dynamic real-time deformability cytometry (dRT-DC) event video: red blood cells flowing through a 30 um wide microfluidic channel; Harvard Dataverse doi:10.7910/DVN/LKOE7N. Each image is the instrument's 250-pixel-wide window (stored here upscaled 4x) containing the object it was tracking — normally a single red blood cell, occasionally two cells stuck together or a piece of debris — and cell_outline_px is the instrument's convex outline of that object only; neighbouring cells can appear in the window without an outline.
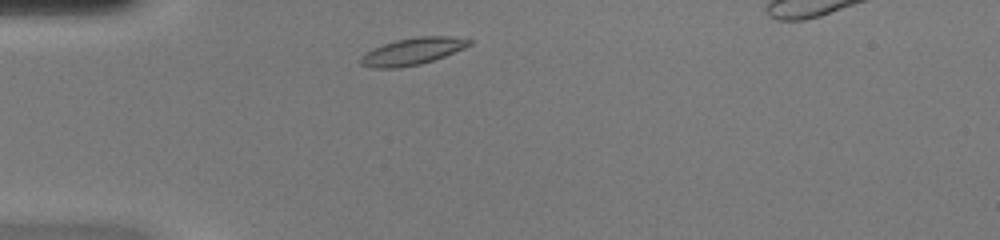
{"species": "common noctule bat (a hibernating species)", "species_latin": "Nyctalus noctula", "temperature_condition": "warm", "stored_images_in_passage": 36, "camera_frame_rate_fps": 3000, "um_per_image_px": 0.085, "animal": {"sex": "female", "body_mass_g": 20.0, "forearm_length_mm": 54.0}, "frame": {"image": 1, "passage_image": 2, "time_ms": 0.333, "image_size_px": [1000, 240], "cell_outline_px": [[476, 40], [472, 44], [464, 48], [444, 56], [420, 64], [400, 68], [372, 68], [360, 64], [360, 56], [372, 48], [396, 40], [416, 36], [452, 36]], "centroid_in_image_um": [35.07, 4.35], "position_along_channel_um": 49.9, "area_um2": 17.22}}
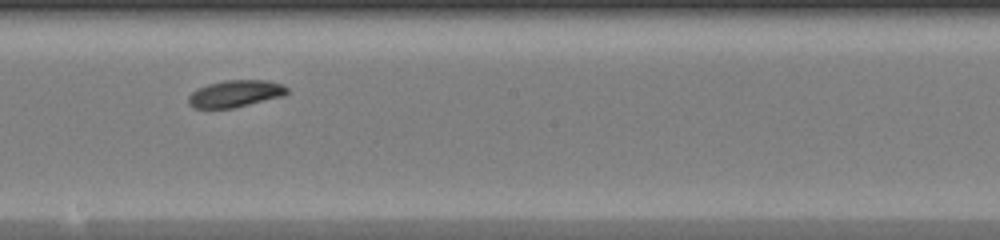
{"frame": {"image": 2, "passage_image": 16, "time_ms": 5.0, "image_size_px": [1000, 240], "cell_outline_px": [[288, 92], [284, 96], [232, 108], [192, 108], [188, 104], [188, 96], [196, 88], [208, 84], [224, 80], [268, 80], [280, 84], [288, 88]], "centroid_in_image_um": [19.97, 7.96], "position_along_channel_um": 228.2, "area_um2": 15.55}}
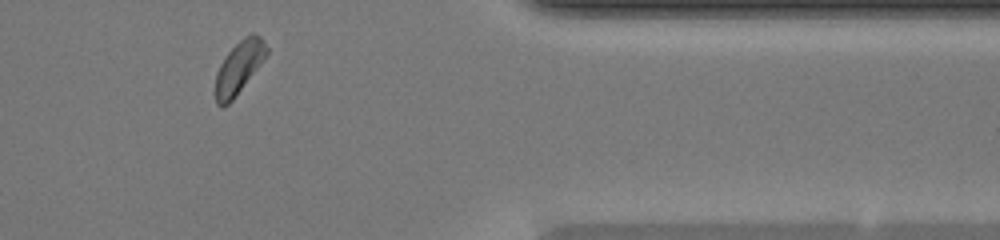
{"frame": {"image": 3, "passage_image": 29, "time_ms": 9.333, "image_size_px": [1000, 240], "cell_outline_px": [[268, 52], [232, 100], [224, 108], [220, 108], [216, 104], [212, 92], [216, 72], [220, 64], [228, 52], [244, 36], [252, 32], [260, 36], [268, 48]], "centroid_in_image_um": [20.22, 5.78], "position_along_channel_um": 391.2, "area_um2": 15.66}, "authors_computed_cell_mechanics": {"area_um2": 15.7216, "velocity_mm_per_s": 4.2049, "shape_relaxation_time_tau1_ms": 6.1704, "shape_relaxation_time_tau2_ms": null, "deformation_change_tau1": 0.1355, "deformation_change_tau2": null}}